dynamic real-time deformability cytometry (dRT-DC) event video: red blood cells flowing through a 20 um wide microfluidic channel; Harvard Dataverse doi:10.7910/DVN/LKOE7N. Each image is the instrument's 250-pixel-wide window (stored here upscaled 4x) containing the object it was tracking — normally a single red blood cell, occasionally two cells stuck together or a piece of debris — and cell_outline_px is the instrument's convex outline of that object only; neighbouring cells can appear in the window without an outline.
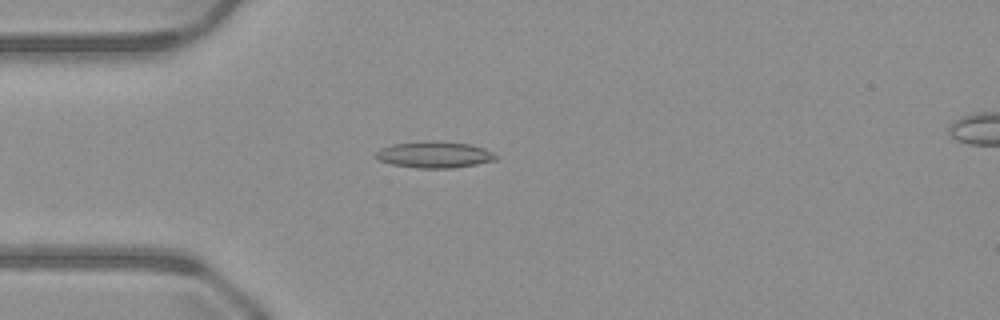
{"species": "common noctule bat (a hibernating species)", "species_latin": "Nyctalus noctula", "temperature_condition": "warm", "stored_images_in_passage": 51, "camera_frame_rate_fps": 3000, "um_per_image_px": 0.085, "animal": {"sex": "male", "body_mass_g": 23.1, "forearm_length_mm": 52.7}, "frame": {"image": 1, "passage_image": 14, "time_ms": 4.333, "image_size_px": [1000, 320], "cell_outline_px": [[500, 156], [496, 160], [476, 164], [452, 168], [416, 168], [392, 164], [380, 160], [372, 156], [380, 148], [392, 144], [472, 144], [484, 148]], "centroid_in_image_um": [36.95, 13.2], "position_along_channel_um": 48.1, "area_um2": 17.51}}
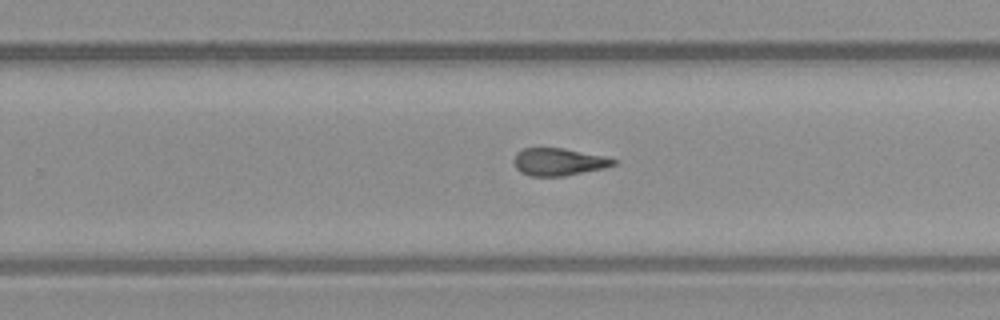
{"frame": {"image": 2, "passage_image": 32, "time_ms": 10.333, "image_size_px": [1000, 320], "cell_outline_px": [[616, 164], [604, 168], [564, 176], [528, 176], [520, 172], [516, 168], [512, 160], [516, 152], [524, 148], [564, 148], [604, 156], [616, 160]], "centroid_in_image_um": [47.44, 13.76], "position_along_channel_um": 282.4, "area_um2": 16.01}}
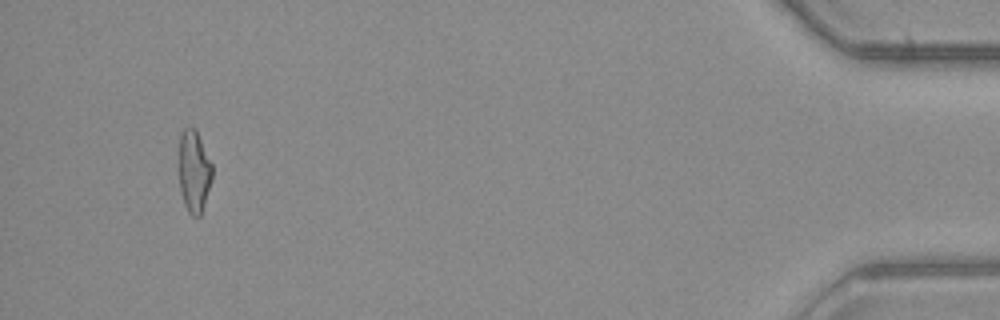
{"frame": {"image": 3, "passage_image": 48, "time_ms": 15.667, "image_size_px": [1000, 320], "cell_outline_px": [[212, 180], [200, 216], [192, 216], [188, 212], [184, 204], [180, 188], [180, 136], [184, 128], [196, 128], [212, 164]], "centroid_in_image_um": [16.51, 14.57], "position_along_channel_um": 418.7, "area_um2": 15.72}, "authors_computed_cell_mechanics": {"area_um2": 16.8776, "velocity_mm_per_s": 4.0888, "shape_relaxation_time_tau1_ms": null, "shape_relaxation_time_tau2_ms": 3.3414, "deformation_change_tau1": null, "deformation_change_tau2": 0.1259}}